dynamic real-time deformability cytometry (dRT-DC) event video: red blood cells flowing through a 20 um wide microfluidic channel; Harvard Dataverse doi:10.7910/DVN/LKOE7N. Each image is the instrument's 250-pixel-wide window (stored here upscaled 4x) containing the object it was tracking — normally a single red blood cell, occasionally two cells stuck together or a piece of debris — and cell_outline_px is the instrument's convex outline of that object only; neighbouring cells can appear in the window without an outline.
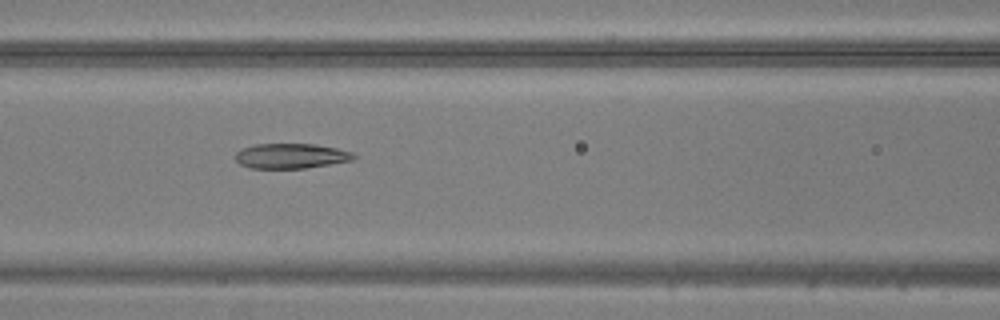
{"species": "common noctule bat (a hibernating species)", "species_latin": "Nyctalus noctula", "temperature_condition": "warm", "stored_images_in_passage": 36, "camera_frame_rate_fps": 3000, "um_per_image_px": 0.085, "animal": {"sex": "male", "body_mass_g": 20.5, "forearm_length_mm": 52.5}, "frame": {"image": 1, "passage_image": 13, "time_ms": 4.0, "image_size_px": [1000, 320], "cell_outline_px": [[356, 156], [352, 160], [304, 168], [248, 168], [240, 164], [236, 160], [236, 152], [240, 148], [256, 144], [316, 144], [336, 148], [352, 152]], "centroid_in_image_um": [24.69, 13.25], "position_along_channel_um": 141.9, "area_um2": 17.17}}
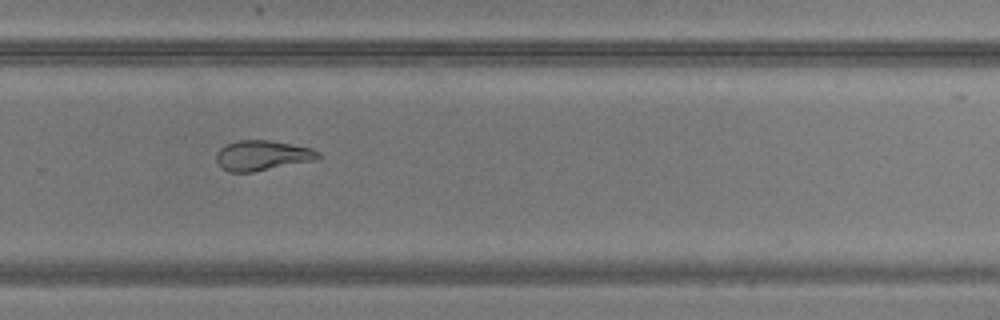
{"frame": {"image": 2, "passage_image": 25, "time_ms": 8.0, "image_size_px": [1000, 320], "cell_outline_px": [[320, 156], [316, 160], [252, 172], [228, 172], [220, 168], [216, 160], [216, 152], [220, 148], [228, 144], [240, 140], [268, 140], [312, 148], [320, 152]], "centroid_in_image_um": [22.27, 13.22], "position_along_channel_um": 307.5, "area_um2": 17.86}}
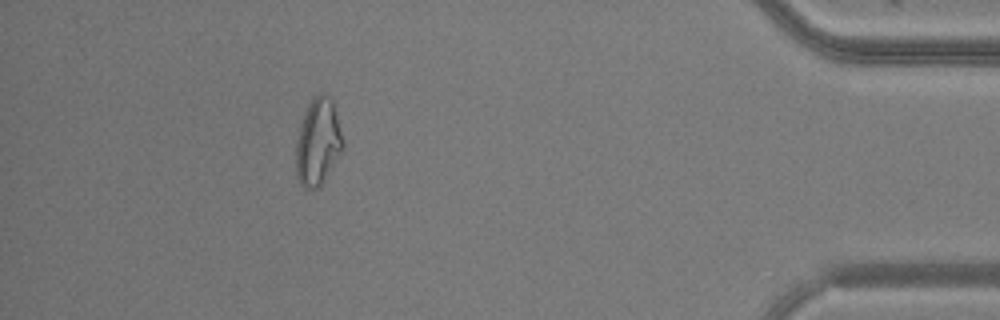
{"frame": {"image": 3, "passage_image": 36, "time_ms": 11.667, "image_size_px": [1000, 320], "cell_outline_px": [[344, 148], [324, 180], [316, 188], [304, 188], [300, 184], [296, 176], [296, 140], [300, 124], [308, 104], [320, 92], [324, 92], [332, 100], [344, 144]], "centroid_in_image_um": [27.01, 12.07], "position_along_channel_um": 408.2, "area_um2": 23.52}}